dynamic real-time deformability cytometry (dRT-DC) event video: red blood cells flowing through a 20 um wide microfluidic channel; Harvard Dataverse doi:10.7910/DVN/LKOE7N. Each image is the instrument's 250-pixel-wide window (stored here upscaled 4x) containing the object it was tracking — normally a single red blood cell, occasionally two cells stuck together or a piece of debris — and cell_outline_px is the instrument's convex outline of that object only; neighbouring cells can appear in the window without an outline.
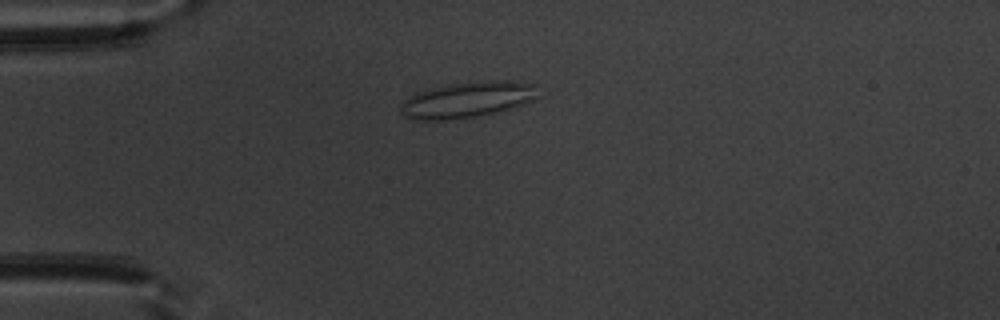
{"species": "common noctule bat (a hibernating species)", "species_latin": "Nyctalus noctula", "temperature_condition": "warm", "stored_images_in_passage": 52, "camera_frame_rate_fps": 3000, "um_per_image_px": 0.085, "animal": {"sex": "male", "body_mass_g": 20.1, "forearm_length_mm": 53.5}, "frame": {"image": 1, "passage_image": 14, "time_ms": 4.333, "image_size_px": [1000, 320], "cell_outline_px": [[536, 96], [532, 100], [496, 112], [476, 116], [444, 120], [424, 120], [408, 116], [400, 112], [404, 100], [420, 92], [448, 84], [492, 80], [504, 80], [532, 84]], "centroid_in_image_um": [39.71, 8.47], "position_along_channel_um": 45.3, "area_um2": 27.57}}
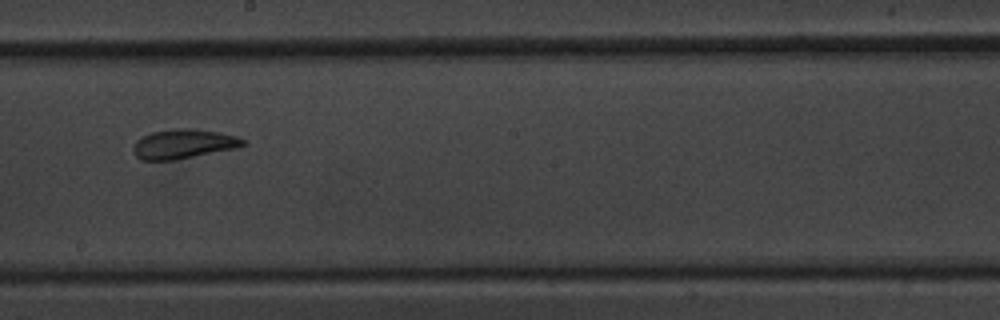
{"frame": {"image": 2, "passage_image": 30, "time_ms": 9.667, "image_size_px": [1000, 320], "cell_outline_px": [[248, 144], [236, 148], [172, 160], [140, 160], [132, 152], [132, 148], [136, 140], [140, 136], [152, 132], [176, 128], [192, 128], [216, 132], [236, 136], [248, 140]], "centroid_in_image_um": [15.57, 12.23], "position_along_channel_um": 232.6, "area_um2": 18.9}}
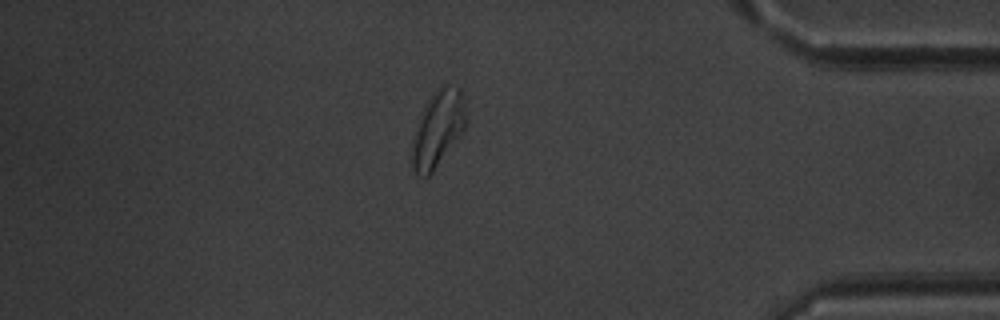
{"frame": {"image": 3, "passage_image": 45, "time_ms": 14.667, "image_size_px": [1000, 320], "cell_outline_px": [[464, 128], [460, 136], [432, 172], [428, 176], [420, 176], [412, 168], [412, 148], [416, 132], [424, 108], [432, 92], [440, 84], [444, 84], [460, 88], [464, 104]], "centroid_in_image_um": [37.22, 10.93], "position_along_channel_um": 398.0, "area_um2": 23.12}, "authors_computed_cell_mechanics": {"area_um2": 21.4438, "velocity_mm_per_s": 3.9193, "shape_relaxation_time_tau1_ms": null, "shape_relaxation_time_tau2_ms": 1.7087, "deformation_change_tau1": null, "deformation_change_tau2": 0.1021}}